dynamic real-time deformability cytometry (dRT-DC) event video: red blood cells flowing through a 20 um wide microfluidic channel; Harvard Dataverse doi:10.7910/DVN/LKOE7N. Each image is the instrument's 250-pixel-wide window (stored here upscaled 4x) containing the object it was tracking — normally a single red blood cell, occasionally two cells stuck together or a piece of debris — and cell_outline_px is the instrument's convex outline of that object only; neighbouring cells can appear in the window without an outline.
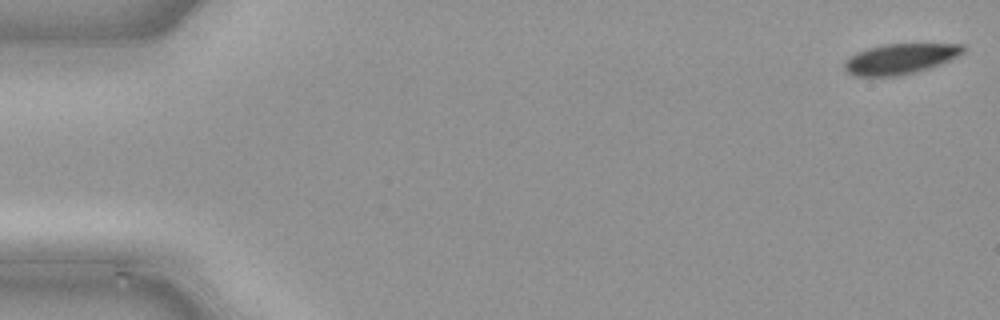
{"species": "common noctule bat (a hibernating species)", "species_latin": "Nyctalus noctula", "temperature_condition": "cold", "stored_images_in_passage": 48, "camera_frame_rate_fps": 3000, "um_per_image_px": 0.085, "animal": {"sex": "male", "body_mass_g": 21.5, "forearm_length_mm": 52.0}, "frame": {"image": 1, "passage_image": 1, "time_ms": 0.0, "image_size_px": [1000, 320], "cell_outline_px": [[964, 52], [940, 64], [916, 72], [896, 76], [856, 76], [848, 72], [844, 68], [844, 60], [848, 56], [856, 52], [868, 48], [884, 44], [964, 44]], "centroid_in_image_um": [76.46, 5.0], "position_along_channel_um": 8.5, "area_um2": 20.92}}
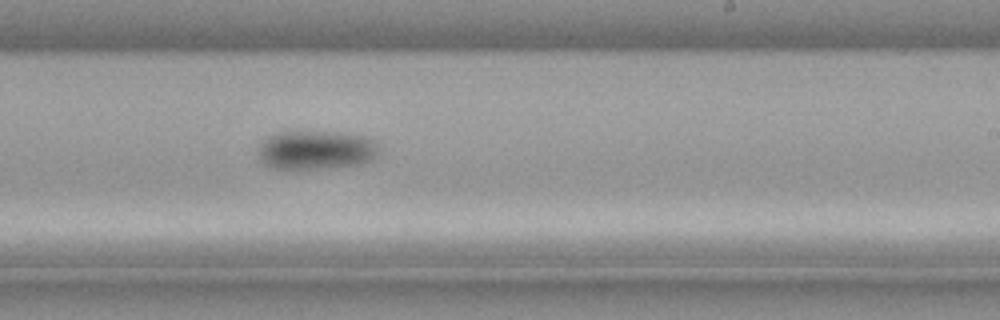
{"frame": {"image": 2, "passage_image": 29, "time_ms": 9.333, "image_size_px": [1000, 320], "cell_outline_px": [[380, 152], [372, 160], [356, 164], [320, 168], [276, 168], [264, 164], [260, 160], [260, 144], [268, 136], [276, 132], [288, 128], [292, 128], [340, 132], [364, 136], [376, 140], [380, 148]], "centroid_in_image_um": [26.87, 12.67], "position_along_channel_um": 262.1, "area_um2": 28.15}}
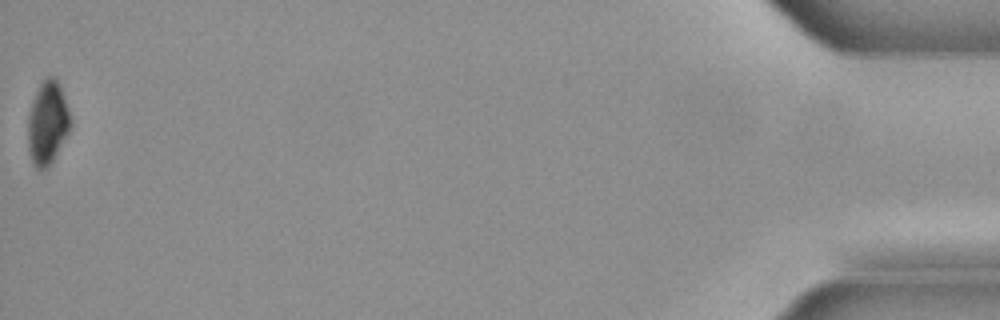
{"frame": {"image": 3, "passage_image": 48, "time_ms": 15.667, "image_size_px": [1000, 320], "cell_outline_px": [[72, 124], [68, 132], [48, 168], [36, 168], [32, 160], [28, 148], [28, 116], [36, 92], [44, 76], [52, 76], [60, 84], [72, 120]], "centroid_in_image_um": [4.05, 10.41], "position_along_channel_um": 431.2, "area_um2": 20.4}}